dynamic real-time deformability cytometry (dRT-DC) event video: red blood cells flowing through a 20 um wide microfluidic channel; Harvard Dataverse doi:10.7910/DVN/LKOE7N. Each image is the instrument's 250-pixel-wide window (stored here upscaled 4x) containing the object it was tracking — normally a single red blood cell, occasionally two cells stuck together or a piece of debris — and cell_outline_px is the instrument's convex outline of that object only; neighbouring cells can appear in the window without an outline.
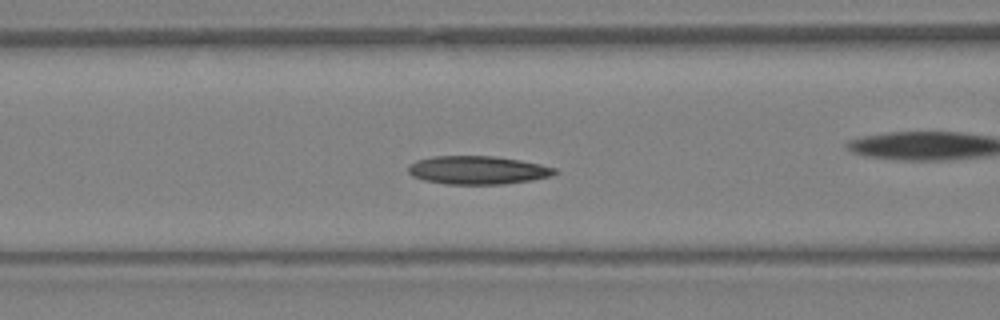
{"species": "Egyptian fruit bat (a non-hibernating species)", "species_latin": "Rousettus aegyptiacus", "temperature_condition": "warm", "stored_images_in_passage": 40, "camera_frame_rate_fps": 3000, "um_per_image_px": 0.085, "animal": {"sex": "female"}, "frame": {"image": 1, "passage_image": 15, "time_ms": 4.667, "image_size_px": [1000, 320], "cell_outline_px": [[560, 172], [552, 176], [532, 180], [504, 184], [444, 184], [424, 180], [412, 176], [408, 172], [408, 164], [416, 160], [432, 156], [496, 156], [520, 160], [540, 164], [556, 168]], "centroid_in_image_um": [40.61, 14.46], "position_along_channel_um": 126.0, "area_um2": 24.45}}
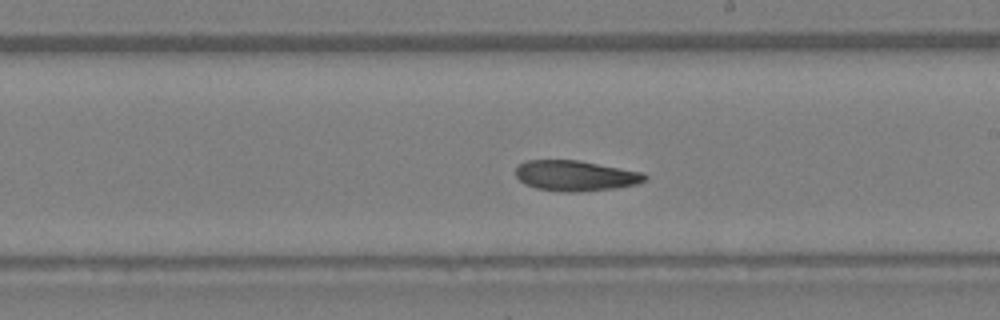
{"frame": {"image": 2, "passage_image": 22, "time_ms": 7.0, "image_size_px": [1000, 320], "cell_outline_px": [[648, 180], [636, 184], [616, 188], [576, 192], [560, 192], [536, 188], [524, 184], [516, 176], [516, 168], [520, 164], [528, 160], [576, 160], [644, 172], [648, 176]], "centroid_in_image_um": [48.94, 14.94], "position_along_channel_um": 240.1, "area_um2": 23.0}}
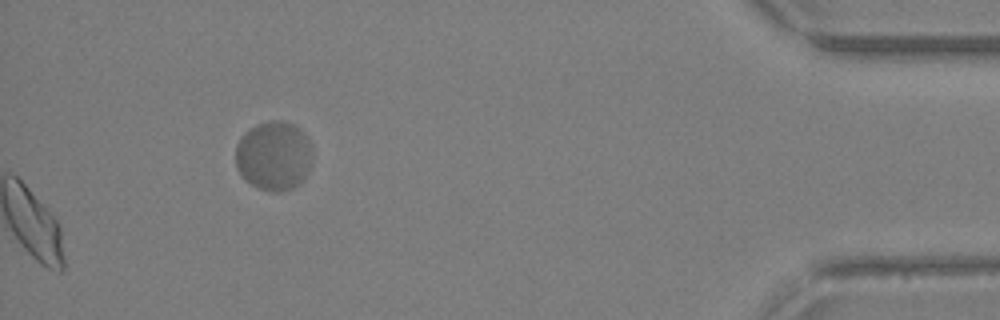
{"frame": {"image": 3, "passage_image": 40, "time_ms": 13.0, "image_size_px": [1000, 320], "cell_outline_px": [[312, 152], [308, 172], [304, 180], [300, 184], [292, 188], [280, 192], [272, 192], [260, 188], [244, 180], [236, 168], [236, 144], [240, 136], [244, 132], [256, 124], [272, 120], [280, 120], [292, 124], [300, 128], [304, 132], [312, 144]], "centroid_in_image_um": [23.28, 13.24], "position_along_channel_um": 411.9, "area_um2": 31.5}, "authors_computed_cell_mechanics": {"area_um2": 23.9292, "velocity_mm_per_s": 4.9053, "shape_relaxation_time_tau1_ms": 5.5109, "shape_relaxation_time_tau2_ms": 3.4925, "deformation_change_tau1": 0.1654, "deformation_change_tau2": 0.1015}}